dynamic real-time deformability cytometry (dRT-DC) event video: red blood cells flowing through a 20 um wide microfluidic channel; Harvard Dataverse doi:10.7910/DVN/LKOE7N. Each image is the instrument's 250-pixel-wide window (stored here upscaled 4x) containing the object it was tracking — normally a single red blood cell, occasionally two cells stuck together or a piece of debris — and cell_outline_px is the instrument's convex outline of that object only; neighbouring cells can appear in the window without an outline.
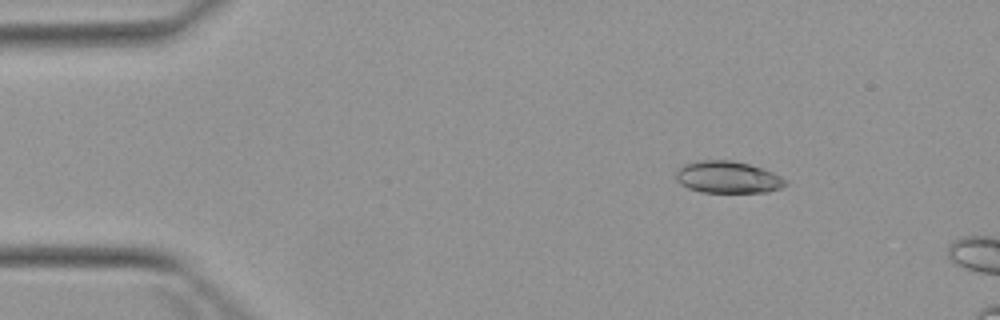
{"species": "Egyptian fruit bat (a non-hibernating species)", "species_latin": "Rousettus aegyptiacus", "temperature_condition": "warm", "stored_images_in_passage": 4, "camera_frame_rate_fps": 3000, "um_per_image_px": 0.085, "animal": {"sex": "female"}, "frame": {"image": 1, "passage_image": 2, "time_ms": 1.333, "image_size_px": [1000, 320], "cell_outline_px": [[788, 184], [780, 188], [768, 192], [704, 192], [688, 188], [680, 184], [676, 180], [676, 172], [684, 164], [700, 160], [732, 160], [748, 164], [772, 172], [788, 180]], "centroid_in_image_um": [61.87, 15.06], "position_along_channel_um": 23.1, "area_um2": 20.35}}